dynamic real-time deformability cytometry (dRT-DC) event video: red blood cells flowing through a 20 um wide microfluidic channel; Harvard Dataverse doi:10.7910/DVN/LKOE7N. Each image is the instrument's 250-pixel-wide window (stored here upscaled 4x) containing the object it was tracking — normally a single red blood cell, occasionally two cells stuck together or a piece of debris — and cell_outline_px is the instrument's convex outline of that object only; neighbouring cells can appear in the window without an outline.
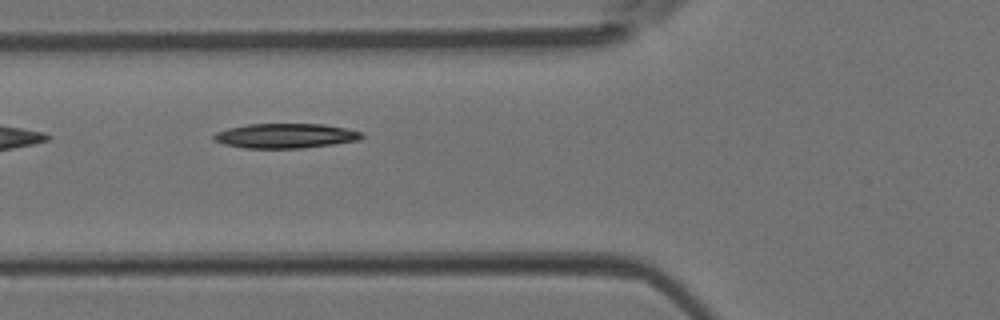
{"species": "Egyptian fruit bat (a non-hibernating species)", "species_latin": "Rousettus aegyptiacus", "temperature_condition": "room temperature", "stored_images_in_passage": 7, "camera_frame_rate_fps": 3000, "um_per_image_px": 0.085, "animal": {"sex": "female"}, "frame": {"image": 1, "passage_image": 3, "time_ms": 0.667, "image_size_px": [1000, 320], "cell_outline_px": [[364, 136], [360, 140], [332, 144], [300, 148], [244, 148], [224, 144], [212, 140], [212, 136], [216, 132], [228, 128], [248, 124], [320, 124], [344, 128], [364, 132]], "centroid_in_image_um": [24.24, 11.54], "position_along_channel_um": 101.6, "area_um2": 21.27}}